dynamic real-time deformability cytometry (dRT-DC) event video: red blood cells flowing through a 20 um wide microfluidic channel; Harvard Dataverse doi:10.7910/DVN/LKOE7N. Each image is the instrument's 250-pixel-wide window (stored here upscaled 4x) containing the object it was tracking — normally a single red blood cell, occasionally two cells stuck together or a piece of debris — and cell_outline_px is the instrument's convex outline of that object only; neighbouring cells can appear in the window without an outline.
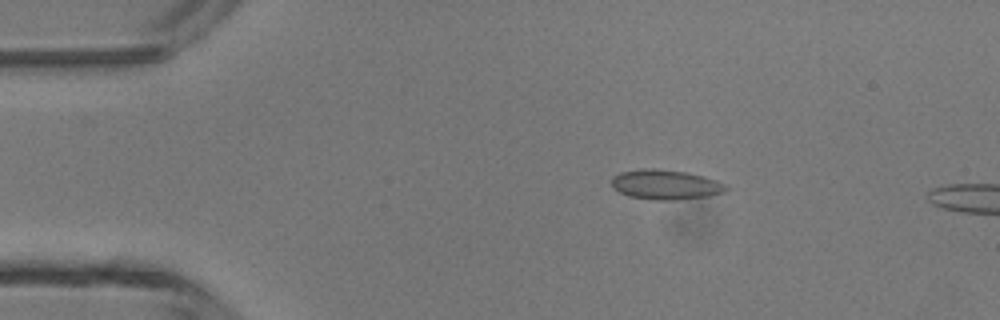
{"species": "common noctule bat (a hibernating species)", "species_latin": "Nyctalus noctula", "temperature_condition": "room temperature", "stored_images_in_passage": 11, "camera_frame_rate_fps": 3000, "um_per_image_px": 0.085, "animal": {"sex": "male", "body_mass_g": 13.3}, "frame": {"image": 1, "passage_image": 7, "time_ms": 2.0, "image_size_px": [1000, 320], "cell_outline_px": [[732, 188], [724, 192], [708, 196], [676, 200], [656, 200], [628, 196], [612, 188], [612, 176], [620, 172], [644, 168], [652, 168], [688, 172], [704, 176], [716, 180]], "centroid_in_image_um": [56.58, 15.69], "position_along_channel_um": 28.4, "area_um2": 20.06}}